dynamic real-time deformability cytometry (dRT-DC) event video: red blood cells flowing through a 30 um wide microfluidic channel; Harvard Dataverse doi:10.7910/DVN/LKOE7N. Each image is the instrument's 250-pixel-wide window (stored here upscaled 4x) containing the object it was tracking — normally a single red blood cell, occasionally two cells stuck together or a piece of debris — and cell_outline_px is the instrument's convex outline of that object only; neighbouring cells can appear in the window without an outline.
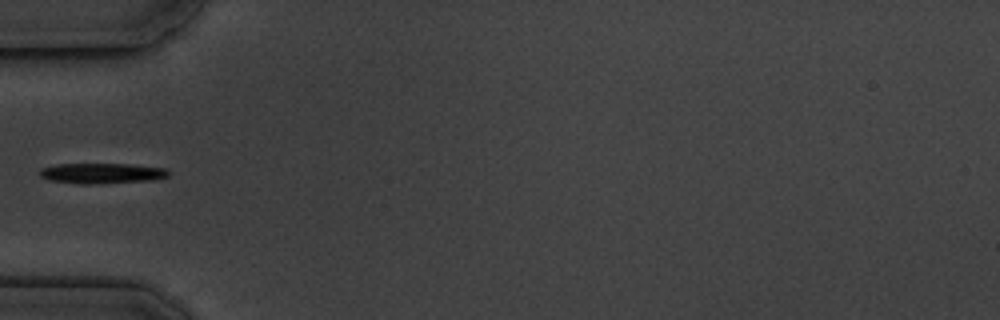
{"species": "common noctule bat (a hibernating species)", "species_latin": "Nyctalus noctula", "temperature_condition": "cold", "stored_images_in_passage": 1, "camera_frame_rate_fps": 3000, "um_per_image_px": 0.085, "animal": {"sex": "male", "body_mass_g": 19.5, "forearm_length_mm": 54.6}, "frame": {"image": 1, "passage_image": 1, "time_ms": 0.0, "image_size_px": [1000, 320], "cell_outline_px": [[168, 176], [156, 180], [92, 184], [80, 184], [52, 180], [40, 176], [40, 168], [56, 164], [128, 164], [164, 168], [168, 172]], "centroid_in_image_um": [8.65, 14.73], "position_along_channel_um": 76.3, "area_um2": 15.2}}